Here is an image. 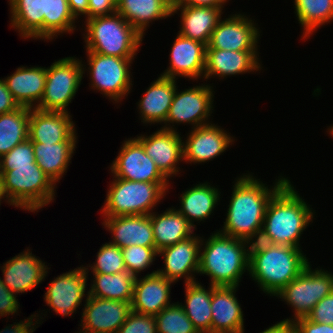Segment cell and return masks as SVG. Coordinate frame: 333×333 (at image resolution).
I'll return each mask as SVG.
<instances>
[{"instance_id": "1", "label": "cell", "mask_w": 333, "mask_h": 333, "mask_svg": "<svg viewBox=\"0 0 333 333\" xmlns=\"http://www.w3.org/2000/svg\"><path fill=\"white\" fill-rule=\"evenodd\" d=\"M279 178L269 189L251 174L239 176L233 185L223 229L217 231L249 243L258 241L270 199L289 180Z\"/></svg>"}, {"instance_id": "2", "label": "cell", "mask_w": 333, "mask_h": 333, "mask_svg": "<svg viewBox=\"0 0 333 333\" xmlns=\"http://www.w3.org/2000/svg\"><path fill=\"white\" fill-rule=\"evenodd\" d=\"M312 211L288 180L267 205L258 241L300 248L301 235L314 218Z\"/></svg>"}, {"instance_id": "3", "label": "cell", "mask_w": 333, "mask_h": 333, "mask_svg": "<svg viewBox=\"0 0 333 333\" xmlns=\"http://www.w3.org/2000/svg\"><path fill=\"white\" fill-rule=\"evenodd\" d=\"M300 248L256 241L250 245L249 274L261 290L278 294L309 264Z\"/></svg>"}, {"instance_id": "4", "label": "cell", "mask_w": 333, "mask_h": 333, "mask_svg": "<svg viewBox=\"0 0 333 333\" xmlns=\"http://www.w3.org/2000/svg\"><path fill=\"white\" fill-rule=\"evenodd\" d=\"M201 240L198 273L209 276L210 285L239 286L245 270L249 272L251 243L218 231Z\"/></svg>"}, {"instance_id": "5", "label": "cell", "mask_w": 333, "mask_h": 333, "mask_svg": "<svg viewBox=\"0 0 333 333\" xmlns=\"http://www.w3.org/2000/svg\"><path fill=\"white\" fill-rule=\"evenodd\" d=\"M6 202L30 212H37L54 200L55 184L37 163L31 166H0Z\"/></svg>"}, {"instance_id": "6", "label": "cell", "mask_w": 333, "mask_h": 333, "mask_svg": "<svg viewBox=\"0 0 333 333\" xmlns=\"http://www.w3.org/2000/svg\"><path fill=\"white\" fill-rule=\"evenodd\" d=\"M86 50L101 55L134 59L143 36L117 12L85 19Z\"/></svg>"}, {"instance_id": "7", "label": "cell", "mask_w": 333, "mask_h": 333, "mask_svg": "<svg viewBox=\"0 0 333 333\" xmlns=\"http://www.w3.org/2000/svg\"><path fill=\"white\" fill-rule=\"evenodd\" d=\"M115 178L108 189L103 217L150 215L168 192L169 182H140Z\"/></svg>"}, {"instance_id": "8", "label": "cell", "mask_w": 333, "mask_h": 333, "mask_svg": "<svg viewBox=\"0 0 333 333\" xmlns=\"http://www.w3.org/2000/svg\"><path fill=\"white\" fill-rule=\"evenodd\" d=\"M76 59L66 57L46 68L44 94L37 109L68 112L67 106L76 95L86 71L82 60Z\"/></svg>"}, {"instance_id": "9", "label": "cell", "mask_w": 333, "mask_h": 333, "mask_svg": "<svg viewBox=\"0 0 333 333\" xmlns=\"http://www.w3.org/2000/svg\"><path fill=\"white\" fill-rule=\"evenodd\" d=\"M310 263L291 282L275 296L281 298L294 310V319L307 317L312 308L325 296L333 291V275L324 269L311 270Z\"/></svg>"}, {"instance_id": "10", "label": "cell", "mask_w": 333, "mask_h": 333, "mask_svg": "<svg viewBox=\"0 0 333 333\" xmlns=\"http://www.w3.org/2000/svg\"><path fill=\"white\" fill-rule=\"evenodd\" d=\"M86 52L92 89L119 103L131 91L132 75L129 68L134 59Z\"/></svg>"}, {"instance_id": "11", "label": "cell", "mask_w": 333, "mask_h": 333, "mask_svg": "<svg viewBox=\"0 0 333 333\" xmlns=\"http://www.w3.org/2000/svg\"><path fill=\"white\" fill-rule=\"evenodd\" d=\"M211 88L213 87L208 84L190 87L180 92L176 88L165 125L161 128L175 131V123H189L192 128L211 124L207 122L213 113L214 91Z\"/></svg>"}, {"instance_id": "12", "label": "cell", "mask_w": 333, "mask_h": 333, "mask_svg": "<svg viewBox=\"0 0 333 333\" xmlns=\"http://www.w3.org/2000/svg\"><path fill=\"white\" fill-rule=\"evenodd\" d=\"M110 169L114 177L125 180L169 182L156 167L155 162L146 154L143 145L136 138L124 141Z\"/></svg>"}, {"instance_id": "13", "label": "cell", "mask_w": 333, "mask_h": 333, "mask_svg": "<svg viewBox=\"0 0 333 333\" xmlns=\"http://www.w3.org/2000/svg\"><path fill=\"white\" fill-rule=\"evenodd\" d=\"M88 273V266L82 265L55 277L44 295L45 303L56 314L64 317L73 314L86 295Z\"/></svg>"}, {"instance_id": "14", "label": "cell", "mask_w": 333, "mask_h": 333, "mask_svg": "<svg viewBox=\"0 0 333 333\" xmlns=\"http://www.w3.org/2000/svg\"><path fill=\"white\" fill-rule=\"evenodd\" d=\"M260 32L254 21L244 14H233L218 22L206 49L257 51Z\"/></svg>"}, {"instance_id": "15", "label": "cell", "mask_w": 333, "mask_h": 333, "mask_svg": "<svg viewBox=\"0 0 333 333\" xmlns=\"http://www.w3.org/2000/svg\"><path fill=\"white\" fill-rule=\"evenodd\" d=\"M80 331L84 333H117L131 312V303L85 296Z\"/></svg>"}, {"instance_id": "16", "label": "cell", "mask_w": 333, "mask_h": 333, "mask_svg": "<svg viewBox=\"0 0 333 333\" xmlns=\"http://www.w3.org/2000/svg\"><path fill=\"white\" fill-rule=\"evenodd\" d=\"M201 239L195 234L158 251V255L164 258V269H157V273L175 283L181 278L185 279V284L195 282L194 276L199 270Z\"/></svg>"}, {"instance_id": "17", "label": "cell", "mask_w": 333, "mask_h": 333, "mask_svg": "<svg viewBox=\"0 0 333 333\" xmlns=\"http://www.w3.org/2000/svg\"><path fill=\"white\" fill-rule=\"evenodd\" d=\"M183 137L175 131L158 129L149 136H137L146 154L155 162L159 171L167 178L181 171L177 165L184 160Z\"/></svg>"}, {"instance_id": "18", "label": "cell", "mask_w": 333, "mask_h": 333, "mask_svg": "<svg viewBox=\"0 0 333 333\" xmlns=\"http://www.w3.org/2000/svg\"><path fill=\"white\" fill-rule=\"evenodd\" d=\"M75 124L69 112L30 108L29 139L42 144L77 142Z\"/></svg>"}, {"instance_id": "19", "label": "cell", "mask_w": 333, "mask_h": 333, "mask_svg": "<svg viewBox=\"0 0 333 333\" xmlns=\"http://www.w3.org/2000/svg\"><path fill=\"white\" fill-rule=\"evenodd\" d=\"M186 141H183L186 163H205L225 152L235 141L229 133L215 124L192 128Z\"/></svg>"}, {"instance_id": "20", "label": "cell", "mask_w": 333, "mask_h": 333, "mask_svg": "<svg viewBox=\"0 0 333 333\" xmlns=\"http://www.w3.org/2000/svg\"><path fill=\"white\" fill-rule=\"evenodd\" d=\"M29 250L27 248L23 253L3 263V267L1 266L4 277L2 281L14 294L34 289L45 280L50 269Z\"/></svg>"}, {"instance_id": "21", "label": "cell", "mask_w": 333, "mask_h": 333, "mask_svg": "<svg viewBox=\"0 0 333 333\" xmlns=\"http://www.w3.org/2000/svg\"><path fill=\"white\" fill-rule=\"evenodd\" d=\"M170 66L161 75L175 79L177 76L194 80L204 76L206 45L178 34L172 44Z\"/></svg>"}, {"instance_id": "22", "label": "cell", "mask_w": 333, "mask_h": 333, "mask_svg": "<svg viewBox=\"0 0 333 333\" xmlns=\"http://www.w3.org/2000/svg\"><path fill=\"white\" fill-rule=\"evenodd\" d=\"M173 283L155 270L142 278L137 276L133 286L131 311L153 316L159 314L173 304L170 300V286Z\"/></svg>"}, {"instance_id": "23", "label": "cell", "mask_w": 333, "mask_h": 333, "mask_svg": "<svg viewBox=\"0 0 333 333\" xmlns=\"http://www.w3.org/2000/svg\"><path fill=\"white\" fill-rule=\"evenodd\" d=\"M237 288L212 285L211 333H244L243 311L235 296Z\"/></svg>"}, {"instance_id": "24", "label": "cell", "mask_w": 333, "mask_h": 333, "mask_svg": "<svg viewBox=\"0 0 333 333\" xmlns=\"http://www.w3.org/2000/svg\"><path fill=\"white\" fill-rule=\"evenodd\" d=\"M102 225L112 233L113 245L119 248L131 245L155 247L150 215L104 217Z\"/></svg>"}, {"instance_id": "25", "label": "cell", "mask_w": 333, "mask_h": 333, "mask_svg": "<svg viewBox=\"0 0 333 333\" xmlns=\"http://www.w3.org/2000/svg\"><path fill=\"white\" fill-rule=\"evenodd\" d=\"M257 51L206 49L204 79L256 72L261 68Z\"/></svg>"}, {"instance_id": "26", "label": "cell", "mask_w": 333, "mask_h": 333, "mask_svg": "<svg viewBox=\"0 0 333 333\" xmlns=\"http://www.w3.org/2000/svg\"><path fill=\"white\" fill-rule=\"evenodd\" d=\"M224 7L172 6L171 15L181 11V27L178 34L199 41L207 46L211 33L223 14Z\"/></svg>"}, {"instance_id": "27", "label": "cell", "mask_w": 333, "mask_h": 333, "mask_svg": "<svg viewBox=\"0 0 333 333\" xmlns=\"http://www.w3.org/2000/svg\"><path fill=\"white\" fill-rule=\"evenodd\" d=\"M3 80L19 106L36 108L44 94L46 68L21 66Z\"/></svg>"}, {"instance_id": "28", "label": "cell", "mask_w": 333, "mask_h": 333, "mask_svg": "<svg viewBox=\"0 0 333 333\" xmlns=\"http://www.w3.org/2000/svg\"><path fill=\"white\" fill-rule=\"evenodd\" d=\"M176 79L160 75L147 88L146 93L138 102L141 122L144 124L165 123L173 101ZM143 120V121H142Z\"/></svg>"}, {"instance_id": "29", "label": "cell", "mask_w": 333, "mask_h": 333, "mask_svg": "<svg viewBox=\"0 0 333 333\" xmlns=\"http://www.w3.org/2000/svg\"><path fill=\"white\" fill-rule=\"evenodd\" d=\"M173 0H116V12L142 36L150 22L171 16Z\"/></svg>"}, {"instance_id": "30", "label": "cell", "mask_w": 333, "mask_h": 333, "mask_svg": "<svg viewBox=\"0 0 333 333\" xmlns=\"http://www.w3.org/2000/svg\"><path fill=\"white\" fill-rule=\"evenodd\" d=\"M157 251L172 246L194 235V227L175 208L150 214Z\"/></svg>"}, {"instance_id": "31", "label": "cell", "mask_w": 333, "mask_h": 333, "mask_svg": "<svg viewBox=\"0 0 333 333\" xmlns=\"http://www.w3.org/2000/svg\"><path fill=\"white\" fill-rule=\"evenodd\" d=\"M219 189L210 183H199L182 192L180 196L181 208L177 211L184 216L196 229L194 221H204L213 213L220 199Z\"/></svg>"}, {"instance_id": "32", "label": "cell", "mask_w": 333, "mask_h": 333, "mask_svg": "<svg viewBox=\"0 0 333 333\" xmlns=\"http://www.w3.org/2000/svg\"><path fill=\"white\" fill-rule=\"evenodd\" d=\"M11 28L22 38L44 39L45 0H9Z\"/></svg>"}, {"instance_id": "33", "label": "cell", "mask_w": 333, "mask_h": 333, "mask_svg": "<svg viewBox=\"0 0 333 333\" xmlns=\"http://www.w3.org/2000/svg\"><path fill=\"white\" fill-rule=\"evenodd\" d=\"M77 142L42 144L32 142L35 162L56 185L66 173Z\"/></svg>"}, {"instance_id": "34", "label": "cell", "mask_w": 333, "mask_h": 333, "mask_svg": "<svg viewBox=\"0 0 333 333\" xmlns=\"http://www.w3.org/2000/svg\"><path fill=\"white\" fill-rule=\"evenodd\" d=\"M184 312L198 333H211L212 285L206 290L198 281L185 284Z\"/></svg>"}, {"instance_id": "35", "label": "cell", "mask_w": 333, "mask_h": 333, "mask_svg": "<svg viewBox=\"0 0 333 333\" xmlns=\"http://www.w3.org/2000/svg\"><path fill=\"white\" fill-rule=\"evenodd\" d=\"M93 284L88 296L132 302L135 276L127 270L116 274L93 273Z\"/></svg>"}, {"instance_id": "36", "label": "cell", "mask_w": 333, "mask_h": 333, "mask_svg": "<svg viewBox=\"0 0 333 333\" xmlns=\"http://www.w3.org/2000/svg\"><path fill=\"white\" fill-rule=\"evenodd\" d=\"M30 108L20 106L0 114V158L29 139Z\"/></svg>"}, {"instance_id": "37", "label": "cell", "mask_w": 333, "mask_h": 333, "mask_svg": "<svg viewBox=\"0 0 333 333\" xmlns=\"http://www.w3.org/2000/svg\"><path fill=\"white\" fill-rule=\"evenodd\" d=\"M294 5L306 40L318 27L333 21V0H294Z\"/></svg>"}, {"instance_id": "38", "label": "cell", "mask_w": 333, "mask_h": 333, "mask_svg": "<svg viewBox=\"0 0 333 333\" xmlns=\"http://www.w3.org/2000/svg\"><path fill=\"white\" fill-rule=\"evenodd\" d=\"M75 20L68 0H45L44 40L53 39L63 33H73L76 28Z\"/></svg>"}, {"instance_id": "39", "label": "cell", "mask_w": 333, "mask_h": 333, "mask_svg": "<svg viewBox=\"0 0 333 333\" xmlns=\"http://www.w3.org/2000/svg\"><path fill=\"white\" fill-rule=\"evenodd\" d=\"M155 321L157 333H198L179 302L155 315Z\"/></svg>"}, {"instance_id": "40", "label": "cell", "mask_w": 333, "mask_h": 333, "mask_svg": "<svg viewBox=\"0 0 333 333\" xmlns=\"http://www.w3.org/2000/svg\"><path fill=\"white\" fill-rule=\"evenodd\" d=\"M93 265H89L93 273L116 274L126 271L121 248L111 243L102 244Z\"/></svg>"}, {"instance_id": "41", "label": "cell", "mask_w": 333, "mask_h": 333, "mask_svg": "<svg viewBox=\"0 0 333 333\" xmlns=\"http://www.w3.org/2000/svg\"><path fill=\"white\" fill-rule=\"evenodd\" d=\"M121 250L126 270L135 277H137L141 271L148 269L154 263L153 261L158 255L156 248L143 247L140 245H131L121 248Z\"/></svg>"}, {"instance_id": "42", "label": "cell", "mask_w": 333, "mask_h": 333, "mask_svg": "<svg viewBox=\"0 0 333 333\" xmlns=\"http://www.w3.org/2000/svg\"><path fill=\"white\" fill-rule=\"evenodd\" d=\"M31 163L36 162L30 139L18 144L0 158V166H31Z\"/></svg>"}, {"instance_id": "43", "label": "cell", "mask_w": 333, "mask_h": 333, "mask_svg": "<svg viewBox=\"0 0 333 333\" xmlns=\"http://www.w3.org/2000/svg\"><path fill=\"white\" fill-rule=\"evenodd\" d=\"M117 333H157L155 316L131 311Z\"/></svg>"}, {"instance_id": "44", "label": "cell", "mask_w": 333, "mask_h": 333, "mask_svg": "<svg viewBox=\"0 0 333 333\" xmlns=\"http://www.w3.org/2000/svg\"><path fill=\"white\" fill-rule=\"evenodd\" d=\"M306 318L316 323L333 325V291L322 298Z\"/></svg>"}, {"instance_id": "45", "label": "cell", "mask_w": 333, "mask_h": 333, "mask_svg": "<svg viewBox=\"0 0 333 333\" xmlns=\"http://www.w3.org/2000/svg\"><path fill=\"white\" fill-rule=\"evenodd\" d=\"M16 294L10 291L3 283L2 278L0 277V316L14 315L19 310L20 304L16 298Z\"/></svg>"}, {"instance_id": "46", "label": "cell", "mask_w": 333, "mask_h": 333, "mask_svg": "<svg viewBox=\"0 0 333 333\" xmlns=\"http://www.w3.org/2000/svg\"><path fill=\"white\" fill-rule=\"evenodd\" d=\"M116 13V0H88V19Z\"/></svg>"}, {"instance_id": "47", "label": "cell", "mask_w": 333, "mask_h": 333, "mask_svg": "<svg viewBox=\"0 0 333 333\" xmlns=\"http://www.w3.org/2000/svg\"><path fill=\"white\" fill-rule=\"evenodd\" d=\"M297 333H333V325L313 322L306 317L294 321Z\"/></svg>"}, {"instance_id": "48", "label": "cell", "mask_w": 333, "mask_h": 333, "mask_svg": "<svg viewBox=\"0 0 333 333\" xmlns=\"http://www.w3.org/2000/svg\"><path fill=\"white\" fill-rule=\"evenodd\" d=\"M19 107V104L7 89L5 81L0 79V114L14 111Z\"/></svg>"}, {"instance_id": "49", "label": "cell", "mask_w": 333, "mask_h": 333, "mask_svg": "<svg viewBox=\"0 0 333 333\" xmlns=\"http://www.w3.org/2000/svg\"><path fill=\"white\" fill-rule=\"evenodd\" d=\"M228 0H173L172 6L224 7Z\"/></svg>"}, {"instance_id": "50", "label": "cell", "mask_w": 333, "mask_h": 333, "mask_svg": "<svg viewBox=\"0 0 333 333\" xmlns=\"http://www.w3.org/2000/svg\"><path fill=\"white\" fill-rule=\"evenodd\" d=\"M260 333H297V328L294 321H285L283 319V321L277 322Z\"/></svg>"}, {"instance_id": "51", "label": "cell", "mask_w": 333, "mask_h": 333, "mask_svg": "<svg viewBox=\"0 0 333 333\" xmlns=\"http://www.w3.org/2000/svg\"><path fill=\"white\" fill-rule=\"evenodd\" d=\"M71 13L76 19L84 15L88 19V0H68Z\"/></svg>"}, {"instance_id": "52", "label": "cell", "mask_w": 333, "mask_h": 333, "mask_svg": "<svg viewBox=\"0 0 333 333\" xmlns=\"http://www.w3.org/2000/svg\"><path fill=\"white\" fill-rule=\"evenodd\" d=\"M3 199L6 200V197L3 193V189H2V180H1V175H0V201H2Z\"/></svg>"}, {"instance_id": "53", "label": "cell", "mask_w": 333, "mask_h": 333, "mask_svg": "<svg viewBox=\"0 0 333 333\" xmlns=\"http://www.w3.org/2000/svg\"><path fill=\"white\" fill-rule=\"evenodd\" d=\"M327 130H329V133H330L331 136L333 137V125H332L330 128H328Z\"/></svg>"}]
</instances>
